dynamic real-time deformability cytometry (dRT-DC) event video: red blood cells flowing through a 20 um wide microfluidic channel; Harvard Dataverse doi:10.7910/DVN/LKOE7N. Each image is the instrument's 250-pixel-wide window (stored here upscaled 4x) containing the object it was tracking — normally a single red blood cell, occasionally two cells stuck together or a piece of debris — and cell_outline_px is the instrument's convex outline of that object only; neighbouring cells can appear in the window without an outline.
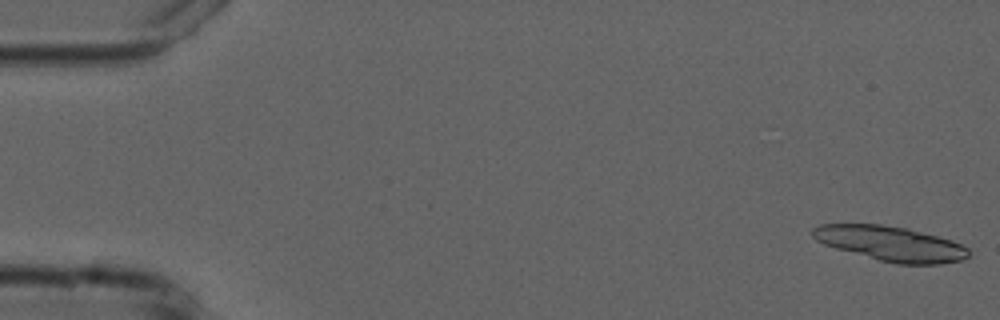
{"species": "common noctule bat (a hibernating species)", "species_latin": "Nyctalus noctula", "temperature_condition": "cold", "stored_images_in_passage": 20, "camera_frame_rate_fps": 3000, "um_per_image_px": 0.085, "animal": {"sex": "male", "forearm_length_mm": 52.5}, "frame": {"image": 1, "passage_image": 1, "time_ms": 0.0, "image_size_px": [1000, 320], "cell_outline_px": [[968, 256], [964, 260], [940, 264], [896, 264], [880, 260], [836, 248], [824, 244], [816, 240], [812, 236], [812, 228], [820, 224], [880, 224], [908, 228], [952, 240], [968, 248]], "centroid_in_image_um": [75.71, 20.7], "position_along_channel_um": 9.3, "area_um2": 31.56}}
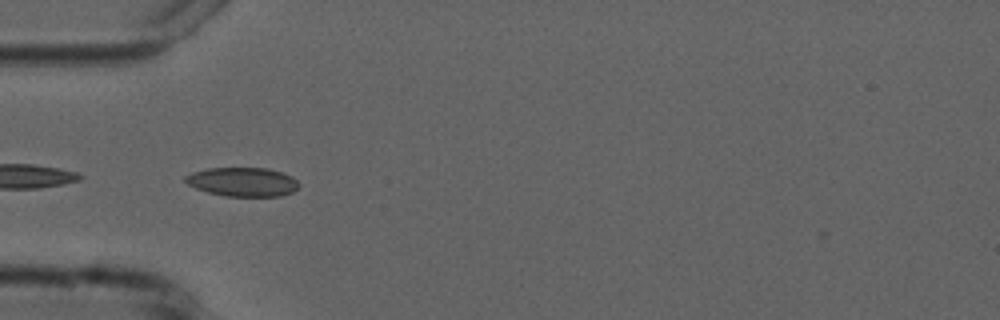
{"frame": {"image": 2, "passage_image": 17, "time_ms": 5.333, "image_size_px": [1000, 320], "cell_outline_px": [[300, 188], [292, 192], [280, 196], [224, 196], [208, 192], [196, 188], [188, 184], [184, 180], [184, 176], [192, 172], [208, 168], [268, 168], [292, 176], [300, 184]], "centroid_in_image_um": [20.64, 15.46], "position_along_channel_um": 64.4, "area_um2": 19.25}}